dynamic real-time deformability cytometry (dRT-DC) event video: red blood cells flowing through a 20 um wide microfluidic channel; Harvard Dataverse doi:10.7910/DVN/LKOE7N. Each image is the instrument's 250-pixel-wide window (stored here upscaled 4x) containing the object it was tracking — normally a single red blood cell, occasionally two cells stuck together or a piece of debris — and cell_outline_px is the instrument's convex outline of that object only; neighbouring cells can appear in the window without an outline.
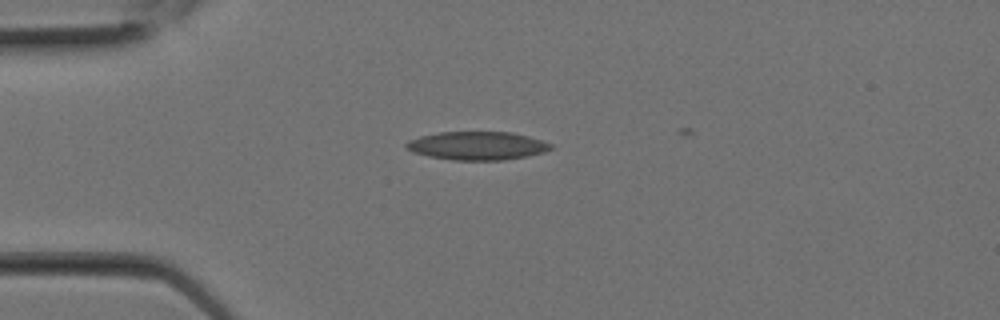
{"species": "Egyptian fruit bat (a non-hibernating species)", "species_latin": "Rousettus aegyptiacus", "temperature_condition": "room temperature", "stored_images_in_passage": 1, "camera_frame_rate_fps": 3000, "um_per_image_px": 0.085, "animal": {"sex": "female"}, "frame": {"image": 1, "passage_image": 1, "time_ms": 0.0, "image_size_px": [1000, 320], "cell_outline_px": [[556, 148], [544, 152], [528, 156], [504, 160], [452, 160], [428, 156], [412, 152], [404, 148], [404, 144], [408, 140], [420, 136], [440, 132], [512, 132], [528, 136], [552, 144]], "centroid_in_image_um": [40.56, 12.39], "position_along_channel_um": 44.4, "area_um2": 24.1}}